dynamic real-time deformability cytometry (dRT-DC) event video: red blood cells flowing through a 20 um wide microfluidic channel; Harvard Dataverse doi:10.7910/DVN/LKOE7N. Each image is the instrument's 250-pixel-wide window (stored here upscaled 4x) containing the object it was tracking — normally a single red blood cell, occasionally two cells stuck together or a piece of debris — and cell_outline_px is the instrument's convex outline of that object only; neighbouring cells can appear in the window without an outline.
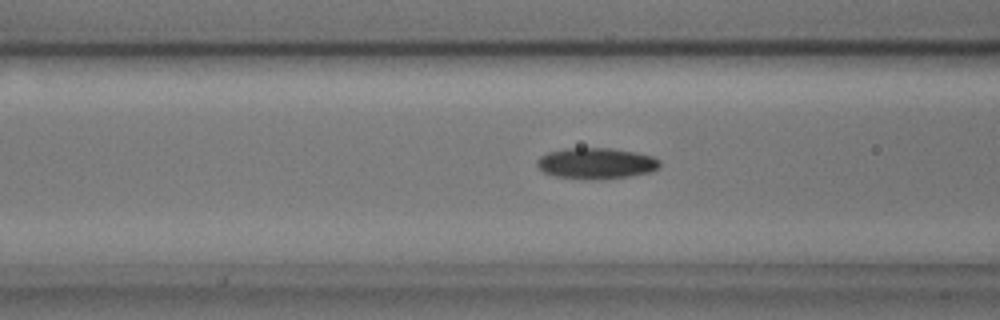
{"species": "common noctule bat (a hibernating species)", "species_latin": "Nyctalus noctula", "temperature_condition": "cold", "stored_images_in_passage": 47, "camera_frame_rate_fps": 3000, "um_per_image_px": 0.085, "animal": {"sex": "male", "body_mass_g": 17.9, "forearm_length_mm": 54.2}, "frame": {"image": 1, "passage_image": 13, "time_ms": 4.0, "image_size_px": [1000, 320], "cell_outline_px": [[660, 164], [652, 172], [628, 176], [592, 180], [588, 180], [556, 176], [544, 172], [536, 164], [536, 160], [540, 156], [548, 152], [568, 148], [612, 148], [636, 152], [652, 156], [660, 160]], "centroid_in_image_um": [50.67, 13.88], "position_along_channel_um": 115.9, "area_um2": 22.2}}
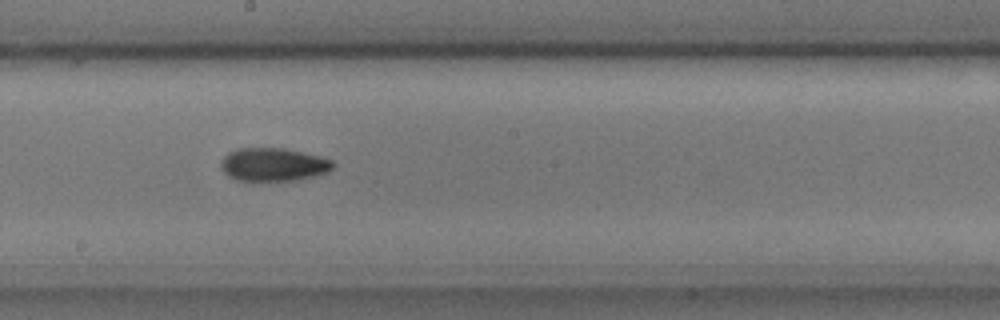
{"frame": {"image": 2, "passage_image": 22, "time_ms": 7.0, "image_size_px": [1000, 320], "cell_outline_px": [[336, 164], [328, 172], [316, 176], [300, 180], [236, 180], [228, 176], [220, 168], [220, 160], [228, 152], [236, 148], [284, 148], [320, 156], [332, 160]], "centroid_in_image_um": [23.23, 13.98], "position_along_channel_um": 225.0, "area_um2": 21.91}}
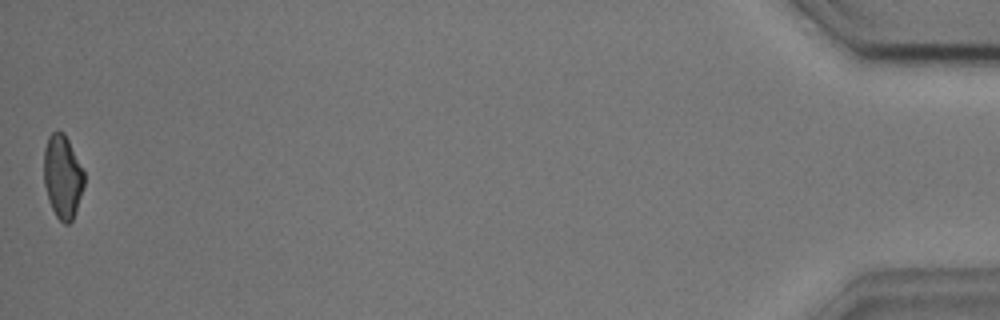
{"frame": {"image": 3, "passage_image": 47, "time_ms": 15.333, "image_size_px": [1000, 320], "cell_outline_px": [[84, 184], [76, 212], [72, 220], [68, 224], [64, 224], [56, 216], [48, 200], [44, 184], [44, 148], [48, 136], [52, 132], [64, 132], [84, 172]], "centroid_in_image_um": [5.31, 15.03], "position_along_channel_um": 429.9, "area_um2": 19.48}, "authors_computed_cell_mechanics": {"area_um2": 20.9814, "velocity_mm_per_s": 3.6262, "shape_relaxation_time_tau1_ms": 5.412, "shape_relaxation_time_tau2_ms": 3.6144, "deformation_change_tau1": 0.1305, "deformation_change_tau2": 0.0912}}